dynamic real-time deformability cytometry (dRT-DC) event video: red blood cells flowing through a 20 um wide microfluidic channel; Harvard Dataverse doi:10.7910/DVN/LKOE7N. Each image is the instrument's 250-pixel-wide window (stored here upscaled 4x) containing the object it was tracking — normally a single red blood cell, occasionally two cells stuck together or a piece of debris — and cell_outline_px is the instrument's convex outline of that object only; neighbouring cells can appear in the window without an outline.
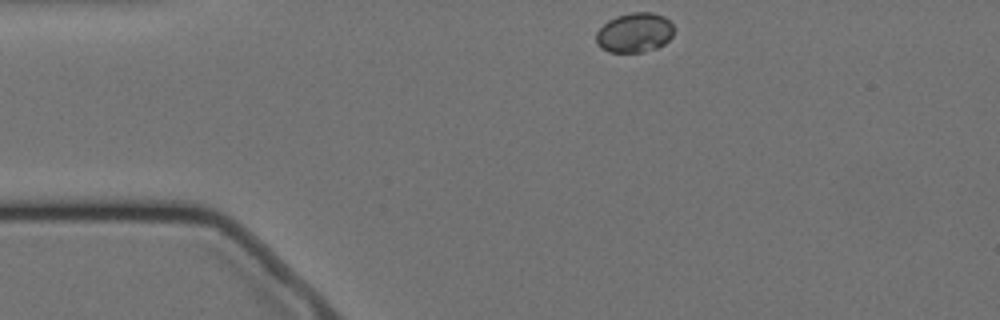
{"species": "Egyptian fruit bat (a non-hibernating species)", "species_latin": "Rousettus aegyptiacus", "temperature_condition": "cold", "stored_images_in_passage": 48, "camera_frame_rate_fps": 3000, "um_per_image_px": 0.085, "animal": {"sex": "female"}, "frame": {"image": 1, "passage_image": 1, "time_ms": 0.0, "image_size_px": [1000, 320], "cell_outline_px": [[672, 36], [664, 44], [656, 48], [644, 52], [608, 52], [600, 48], [596, 44], [596, 32], [608, 20], [616, 16], [632, 12], [652, 12], [664, 16], [672, 24]], "centroid_in_image_um": [53.91, 2.78], "position_along_channel_um": 31.1, "area_um2": 18.03}}
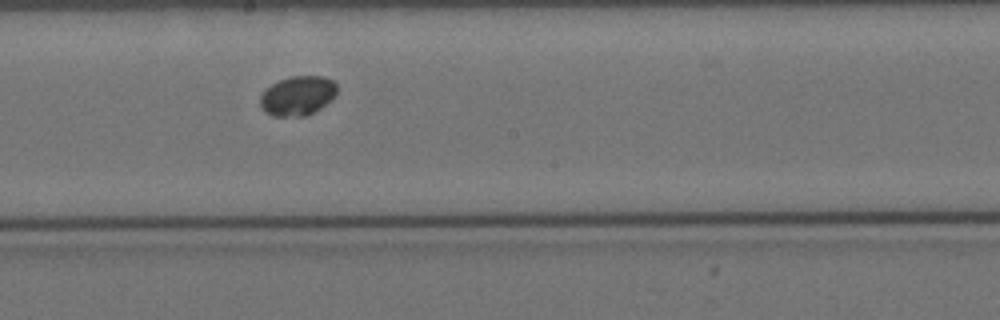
{"frame": {"image": 2, "passage_image": 21, "time_ms": 6.667, "image_size_px": [1000, 320], "cell_outline_px": [[336, 92], [332, 100], [320, 108], [304, 116], [272, 116], [260, 104], [260, 96], [272, 84], [280, 80], [292, 76], [324, 76], [332, 80], [336, 84]], "centroid_in_image_um": [25.33, 8.13], "position_along_channel_um": 222.9, "area_um2": 17.34}}
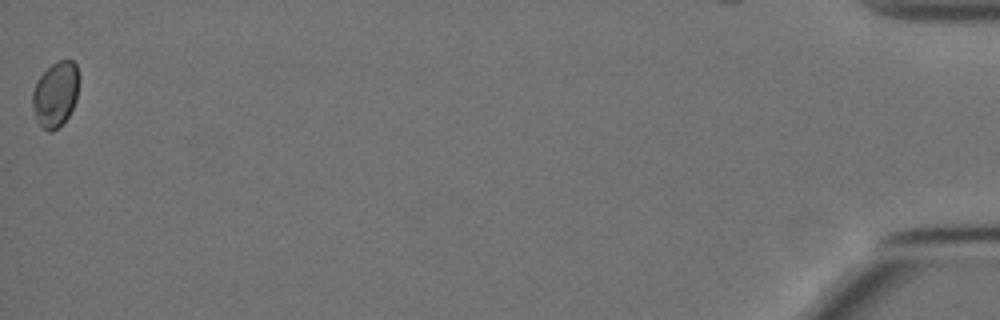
{"frame": {"image": 3, "passage_image": 48, "time_ms": 15.667, "image_size_px": [1000, 320], "cell_outline_px": [[76, 100], [68, 116], [52, 132], [48, 132], [36, 120], [32, 108], [32, 92], [40, 76], [52, 64], [60, 60], [72, 60], [76, 64]], "centroid_in_image_um": [4.67, 8.03], "position_along_channel_um": 430.5, "area_um2": 17.11}}